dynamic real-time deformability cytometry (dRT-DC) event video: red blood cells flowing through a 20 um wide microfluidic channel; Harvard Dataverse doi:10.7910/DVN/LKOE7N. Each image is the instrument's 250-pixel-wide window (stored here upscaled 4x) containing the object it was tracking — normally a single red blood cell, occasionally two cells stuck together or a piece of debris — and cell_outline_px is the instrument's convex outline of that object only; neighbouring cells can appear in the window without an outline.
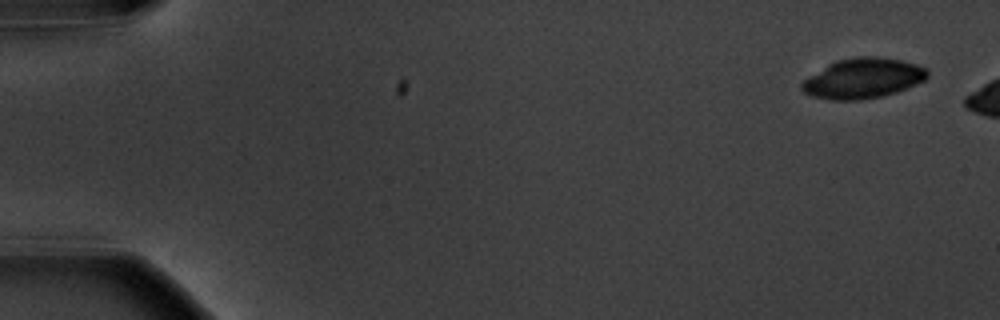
{"species": "common noctule bat (a hibernating species)", "species_latin": "Nyctalus noctula", "temperature_condition": "warm", "stored_images_in_passage": 51, "camera_frame_rate_fps": 3000, "um_per_image_px": 0.085, "animal": {"sex": "male", "body_mass_g": 20.1, "forearm_length_mm": 53.5}, "frame": {"image": 1, "passage_image": 1, "time_ms": 0.0, "image_size_px": [1000, 320], "cell_outline_px": [[928, 76], [924, 80], [896, 92], [884, 96], [860, 100], [832, 100], [812, 96], [804, 92], [800, 88], [800, 84], [808, 76], [828, 64], [836, 60], [856, 56], [872, 56], [900, 60], [916, 64], [928, 68]], "centroid_in_image_um": [73.33, 6.66], "position_along_channel_um": 11.7, "area_um2": 29.42}}
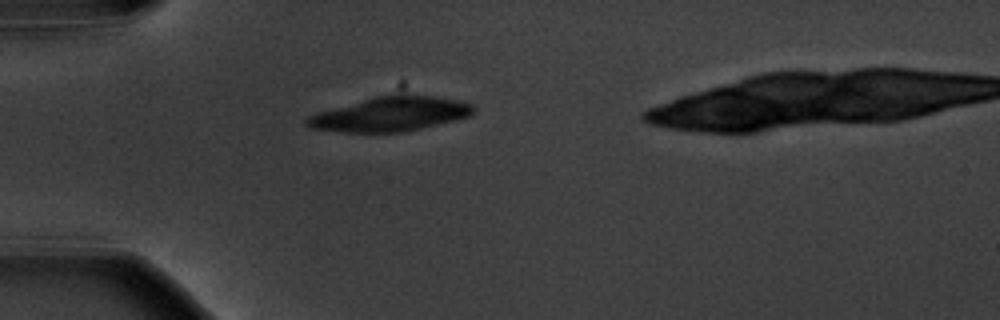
{"frame": {"image": 2, "passage_image": 15, "time_ms": 4.667, "image_size_px": [1000, 320], "cell_outline_px": [[476, 112], [472, 116], [456, 120], [420, 128], [400, 132], [344, 132], [308, 128], [304, 124], [304, 120], [308, 116], [316, 112], [376, 96], [412, 92], [456, 100], [472, 104], [476, 108]], "centroid_in_image_um": [33.19, 9.67], "position_along_channel_um": 51.8, "area_um2": 33.93}}